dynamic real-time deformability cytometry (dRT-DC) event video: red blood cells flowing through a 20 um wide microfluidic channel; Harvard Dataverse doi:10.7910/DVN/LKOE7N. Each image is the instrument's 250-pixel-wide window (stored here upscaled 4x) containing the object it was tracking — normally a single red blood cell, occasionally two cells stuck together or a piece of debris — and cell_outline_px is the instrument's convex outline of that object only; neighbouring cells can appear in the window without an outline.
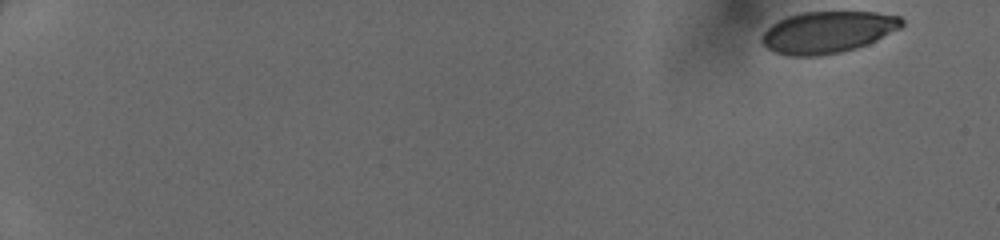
{"species": "human", "species_latin": "Homo sapiens", "temperature_condition": "cold", "stored_images_in_passage": 48, "camera_frame_rate_fps": 3000, "um_per_image_px": 0.085, "donor": {"sex": "female"}, "frame": {"image": 1, "passage_image": 1, "time_ms": 0.0, "image_size_px": [1000, 240], "cell_outline_px": [[904, 24], [900, 28], [868, 44], [856, 48], [840, 52], [816, 56], [788, 56], [776, 52], [768, 48], [760, 40], [760, 36], [772, 24], [788, 16], [800, 12], [876, 12], [900, 16], [904, 20]], "centroid_in_image_um": [70.36, 2.73], "position_along_channel_um": 14.6, "area_um2": 33.99}}
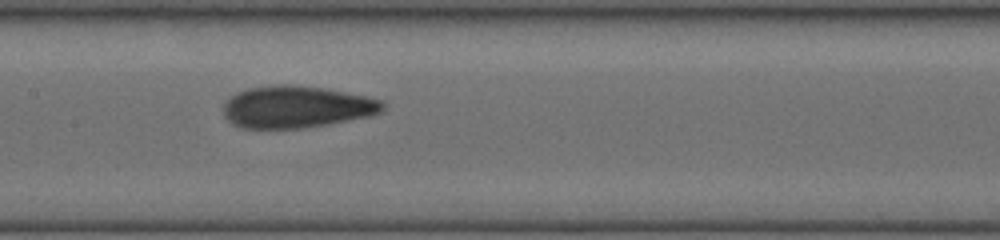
{"frame": {"image": 2, "passage_image": 26, "time_ms": 8.333, "image_size_px": [1000, 240], "cell_outline_px": [[388, 104], [380, 112], [368, 116], [324, 124], [300, 128], [240, 128], [232, 124], [224, 116], [224, 104], [236, 92], [248, 88], [276, 84], [284, 84], [324, 88], [384, 100]], "centroid_in_image_um": [25.19, 9.08], "position_along_channel_um": 182.2, "area_um2": 38.73}}
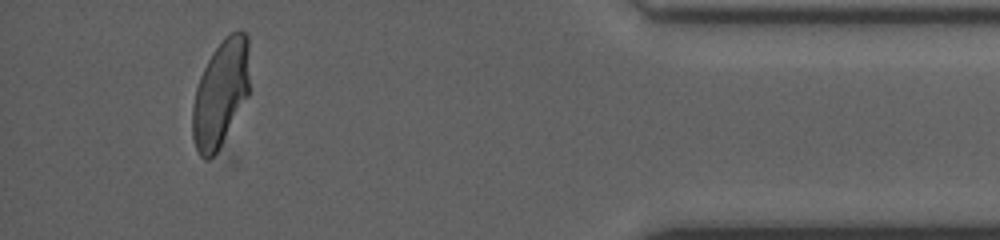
{"frame": {"image": 3, "passage_image": 45, "time_ms": 14.667, "image_size_px": [1000, 240], "cell_outline_px": [[248, 96], [216, 152], [208, 160], [200, 156], [196, 148], [192, 136], [192, 104], [196, 88], [200, 76], [212, 52], [232, 32], [240, 28], [248, 36]], "centroid_in_image_um": [18.73, 7.93], "position_along_channel_um": 416.5, "area_um2": 34.97}}